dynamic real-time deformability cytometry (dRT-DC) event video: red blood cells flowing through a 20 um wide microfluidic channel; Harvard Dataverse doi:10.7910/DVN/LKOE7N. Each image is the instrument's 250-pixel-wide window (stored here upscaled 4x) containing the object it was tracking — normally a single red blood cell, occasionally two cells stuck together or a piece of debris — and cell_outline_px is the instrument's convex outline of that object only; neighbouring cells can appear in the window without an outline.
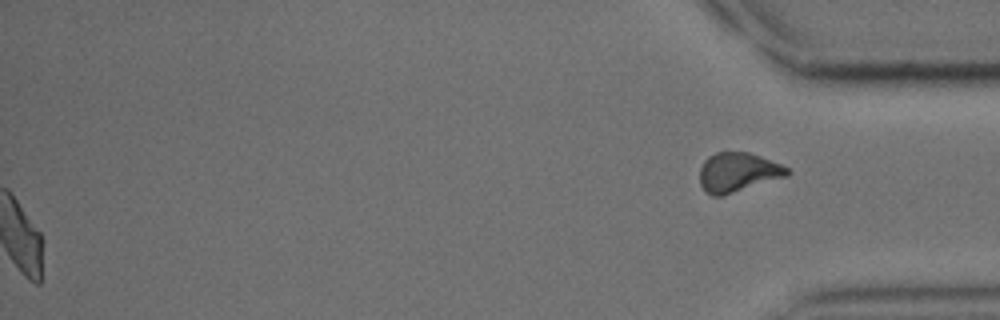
{"species": "common noctule bat (a hibernating species)", "species_latin": "Nyctalus noctula", "temperature_condition": "cold", "stored_images_in_passage": 47, "segment_of_instrument_passage": [2, 2], "camera_frame_rate_fps": 3000, "um_per_image_px": 0.085, "animal": {"sex": "male", "body_mass_g": 15.6}, "frame": {"image": 1, "passage_image": 47, "time_ms": 15.333, "image_size_px": [1000, 320], "cell_outline_px": [[792, 172], [788, 176], [724, 196], [712, 196], [704, 192], [700, 184], [700, 168], [704, 160], [708, 156], [716, 152], [748, 152], [760, 156], [780, 164], [788, 168]], "centroid_in_image_um": [62.71, 14.66], "position_along_channel_um": 372.5, "area_um2": 20.35}}